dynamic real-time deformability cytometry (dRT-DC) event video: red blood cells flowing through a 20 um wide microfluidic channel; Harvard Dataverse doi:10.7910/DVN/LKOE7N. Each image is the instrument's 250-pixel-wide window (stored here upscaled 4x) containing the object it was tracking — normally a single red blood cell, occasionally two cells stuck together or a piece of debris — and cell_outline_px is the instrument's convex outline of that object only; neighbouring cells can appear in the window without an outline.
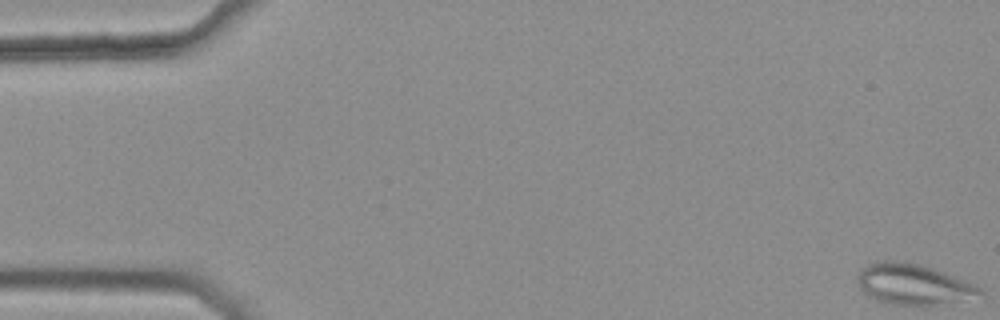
{"species": "common noctule bat (a hibernating species)", "species_latin": "Nyctalus noctula", "temperature_condition": "warm", "stored_images_in_passage": 44, "camera_frame_rate_fps": 3000, "um_per_image_px": 0.085, "animal": {"sex": "female", "body_mass_g": 25.1}, "frame": {"image": 1, "passage_image": 1, "time_ms": 0.0, "image_size_px": [1000, 320], "cell_outline_px": [[984, 292], [952, 300], [932, 304], [888, 304], [876, 300], [868, 296], [860, 288], [856, 280], [856, 276], [860, 268], [868, 264], [884, 260], [896, 260], [920, 264], [932, 268], [976, 284]], "centroid_in_image_um": [77.48, 24.11], "position_along_channel_um": 7.5, "area_um2": 28.26}}
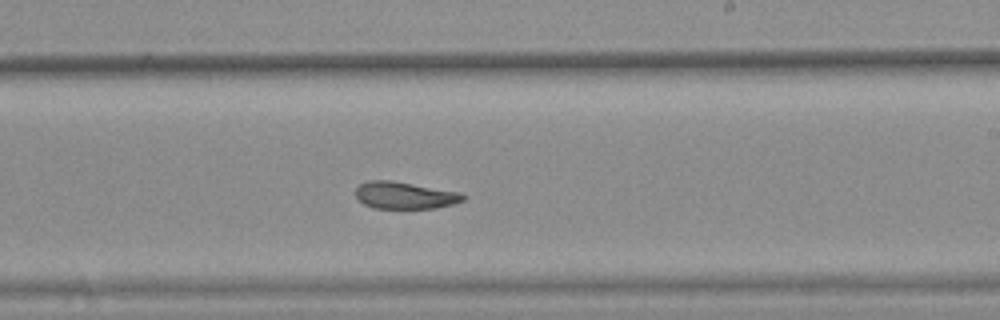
{"frame": {"image": 2, "passage_image": 32, "time_ms": 10.333, "image_size_px": [1000, 320], "cell_outline_px": [[464, 200], [452, 204], [436, 208], [372, 208], [364, 204], [356, 196], [356, 188], [360, 184], [368, 180], [388, 180], [460, 192], [464, 196]], "centroid_in_image_um": [34.38, 16.61], "position_along_channel_um": 254.6, "area_um2": 16.7}}
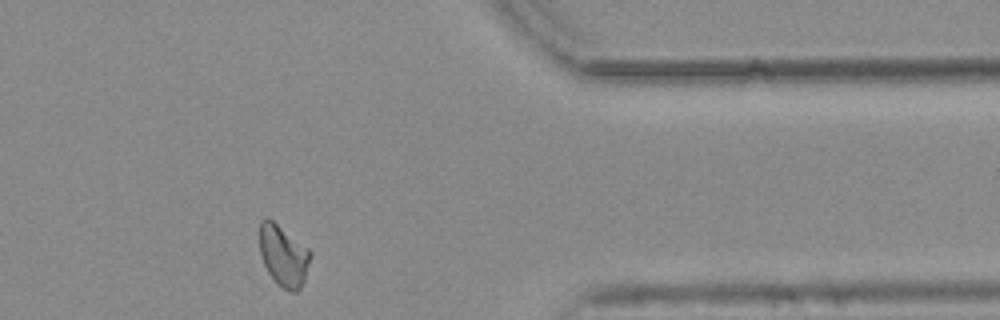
{"frame": {"image": 3, "passage_image": 44, "time_ms": 14.333, "image_size_px": [1000, 320], "cell_outline_px": [[312, 256], [304, 280], [300, 288], [296, 292], [288, 292], [268, 272], [264, 264], [260, 252], [260, 220], [272, 220], [308, 248], [312, 252]], "centroid_in_image_um": [24.12, 21.74], "position_along_channel_um": 387.3, "area_um2": 17.74}, "authors_computed_cell_mechanics": {"area_um2": 18.4671, "velocity_mm_per_s": 3.7878, "shape_relaxation_time_tau1_ms": null, "shape_relaxation_time_tau2_ms": 2.6775, "deformation_change_tau1": null, "deformation_change_tau2": 0.0661}}